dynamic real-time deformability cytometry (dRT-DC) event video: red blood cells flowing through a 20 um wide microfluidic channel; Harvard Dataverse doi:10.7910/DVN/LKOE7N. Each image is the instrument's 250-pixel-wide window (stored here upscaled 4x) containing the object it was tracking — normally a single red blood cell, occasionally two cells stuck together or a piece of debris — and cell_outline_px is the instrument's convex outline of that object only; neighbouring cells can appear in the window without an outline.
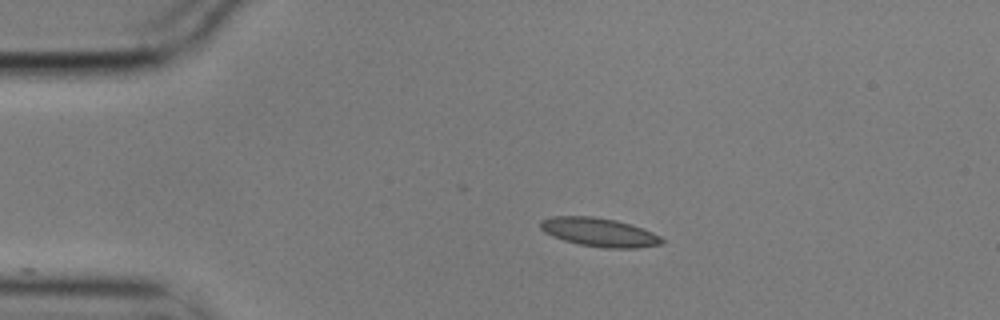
{"species": "common noctule bat (a hibernating species)", "species_latin": "Nyctalus noctula", "temperature_condition": "cold", "stored_images_in_passage": 6, "camera_frame_rate_fps": 3000, "um_per_image_px": 0.085, "animal": {"sex": "male", "body_mass_g": 17.9}, "frame": {"image": 1, "passage_image": 1, "time_ms": 0.0, "image_size_px": [1000, 320], "cell_outline_px": [[664, 244], [636, 248], [604, 248], [580, 244], [564, 240], [552, 236], [544, 232], [540, 228], [540, 220], [552, 216], [592, 216], [616, 220], [632, 224], [652, 232], [660, 236], [664, 240]], "centroid_in_image_um": [50.94, 19.74], "position_along_channel_um": 34.1, "area_um2": 20.4}}